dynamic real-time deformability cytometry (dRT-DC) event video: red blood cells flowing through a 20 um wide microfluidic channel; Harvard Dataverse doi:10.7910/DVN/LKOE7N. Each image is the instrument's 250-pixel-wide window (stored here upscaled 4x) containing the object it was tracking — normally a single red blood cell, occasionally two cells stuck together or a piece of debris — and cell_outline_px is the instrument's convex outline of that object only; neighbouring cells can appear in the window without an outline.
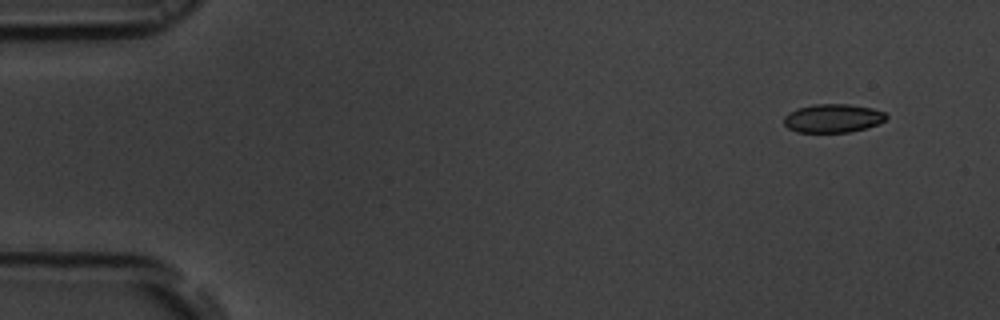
{"species": "common noctule bat (a hibernating species)", "species_latin": "Nyctalus noctula", "temperature_condition": "room temperature", "stored_images_in_passage": 51, "camera_frame_rate_fps": 3000, "um_per_image_px": 0.085, "animal": {"sex": "male", "body_mass_g": 19.5, "forearm_length_mm": 54.6}, "frame": {"image": 1, "passage_image": 1, "time_ms": 0.0, "image_size_px": [1000, 320], "cell_outline_px": [[888, 116], [884, 120], [876, 124], [864, 128], [848, 132], [796, 132], [788, 128], [784, 124], [784, 116], [788, 112], [796, 108], [816, 104], [848, 104], [872, 108], [884, 112]], "centroid_in_image_um": [70.75, 10.04], "position_along_channel_um": 14.3, "area_um2": 16.94}}
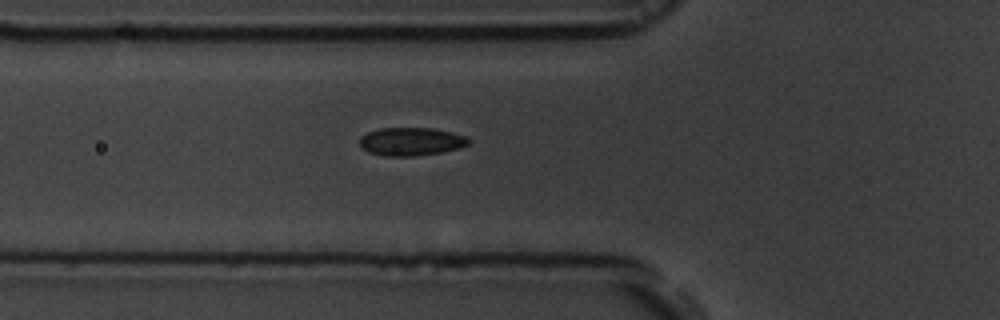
{"frame": {"image": 2, "passage_image": 16, "time_ms": 5.0, "image_size_px": [1000, 320], "cell_outline_px": [[468, 144], [460, 148], [440, 152], [416, 156], [384, 156], [368, 152], [360, 148], [360, 136], [368, 132], [380, 128], [432, 128], [452, 132], [464, 136], [468, 140]], "centroid_in_image_um": [34.89, 12.03], "position_along_channel_um": 90.9, "area_um2": 17.86}}
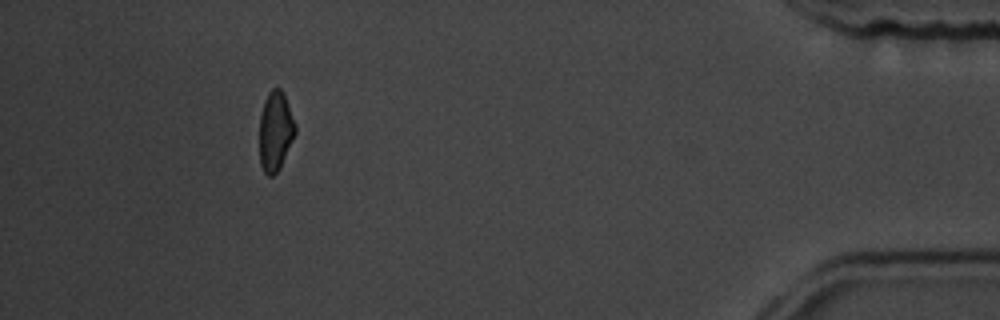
{"frame": {"image": 3, "passage_image": 46, "time_ms": 15.0, "image_size_px": [1000, 320], "cell_outline_px": [[296, 132], [280, 168], [272, 176], [268, 176], [264, 172], [260, 164], [260, 116], [264, 100], [268, 92], [272, 88], [280, 88], [284, 96], [296, 124]], "centroid_in_image_um": [23.4, 11.16], "position_along_channel_um": 411.8, "area_um2": 16.47}, "authors_computed_cell_mechanics": {"area_um2": 17.7446, "velocity_mm_per_s": 3.8162, "shape_relaxation_time_tau1_ms": 4.2725, "shape_relaxation_time_tau2_ms": 4.0021, "deformation_change_tau1": 0.095, "deformation_change_tau2": 0.0853}}